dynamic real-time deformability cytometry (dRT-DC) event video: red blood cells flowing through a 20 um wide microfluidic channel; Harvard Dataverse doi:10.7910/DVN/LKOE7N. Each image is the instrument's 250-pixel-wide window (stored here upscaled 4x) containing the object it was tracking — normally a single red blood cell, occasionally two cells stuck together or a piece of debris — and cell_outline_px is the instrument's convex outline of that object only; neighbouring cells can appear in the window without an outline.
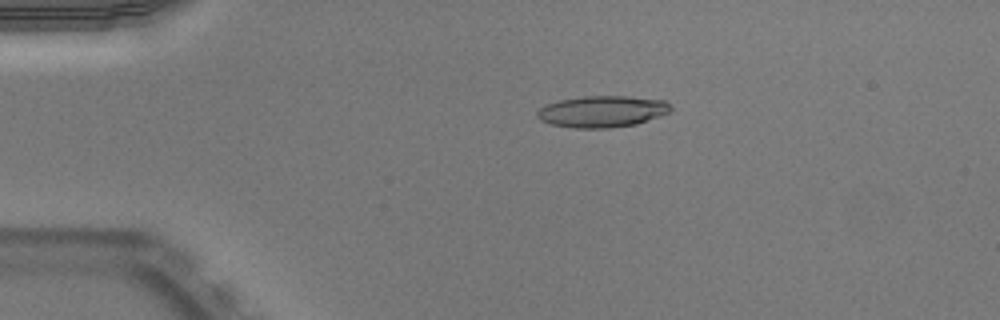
{"species": "Egyptian fruit bat (a non-hibernating species)", "species_latin": "Rousettus aegyptiacus", "temperature_condition": "warm", "stored_images_in_passage": 41, "camera_frame_rate_fps": 3000, "um_per_image_px": 0.085, "animal": {"sex": "male"}, "frame": {"image": 1, "passage_image": 1, "time_ms": 0.0, "image_size_px": [1000, 320], "cell_outline_px": [[672, 108], [668, 112], [660, 116], [636, 124], [608, 128], [572, 128], [552, 124], [540, 120], [536, 116], [536, 112], [540, 108], [548, 104], [560, 100], [584, 96], [628, 96], [664, 100]], "centroid_in_image_um": [51.17, 9.48], "position_along_channel_um": 33.8, "area_um2": 24.39}}
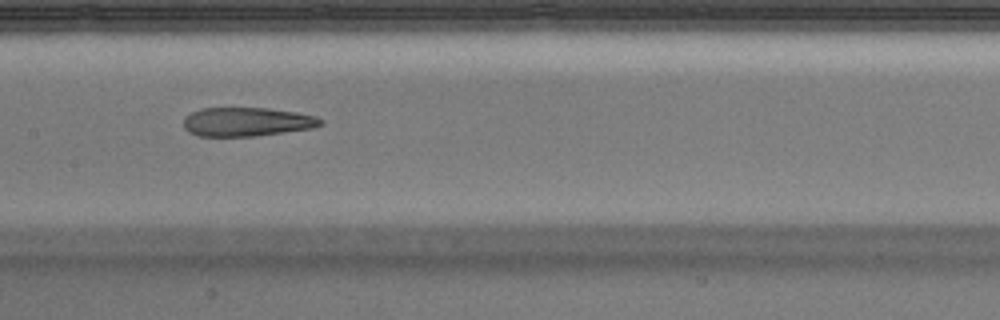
{"frame": {"image": 2, "passage_image": 16, "time_ms": 5.0, "image_size_px": [1000, 320], "cell_outline_px": [[324, 124], [312, 128], [256, 136], [196, 136], [188, 132], [184, 128], [184, 116], [200, 108], [268, 108], [296, 112], [316, 116], [324, 120]], "centroid_in_image_um": [20.98, 10.35], "position_along_channel_um": 186.4, "area_um2": 23.24}}
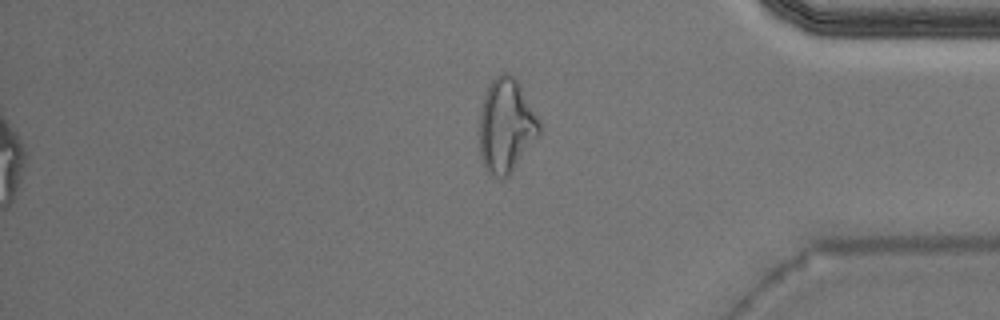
{"frame": {"image": 3, "passage_image": 33, "time_ms": 10.667, "image_size_px": [1000, 320], "cell_outline_px": [[540, 136], [512, 172], [508, 176], [500, 180], [492, 176], [484, 168], [480, 156], [480, 112], [484, 96], [492, 80], [500, 72], [508, 72], [520, 84], [540, 120]], "centroid_in_image_um": [43.04, 10.72], "position_along_channel_um": 392.2, "area_um2": 33.23}, "authors_computed_cell_mechanics": {"area_um2": 25.2008, "velocity_mm_per_s": 3.9846, "shape_relaxation_time_tau1_ms": null, "shape_relaxation_time_tau2_ms": 3.4682, "deformation_change_tau1": null, "deformation_change_tau2": 0.1567}}